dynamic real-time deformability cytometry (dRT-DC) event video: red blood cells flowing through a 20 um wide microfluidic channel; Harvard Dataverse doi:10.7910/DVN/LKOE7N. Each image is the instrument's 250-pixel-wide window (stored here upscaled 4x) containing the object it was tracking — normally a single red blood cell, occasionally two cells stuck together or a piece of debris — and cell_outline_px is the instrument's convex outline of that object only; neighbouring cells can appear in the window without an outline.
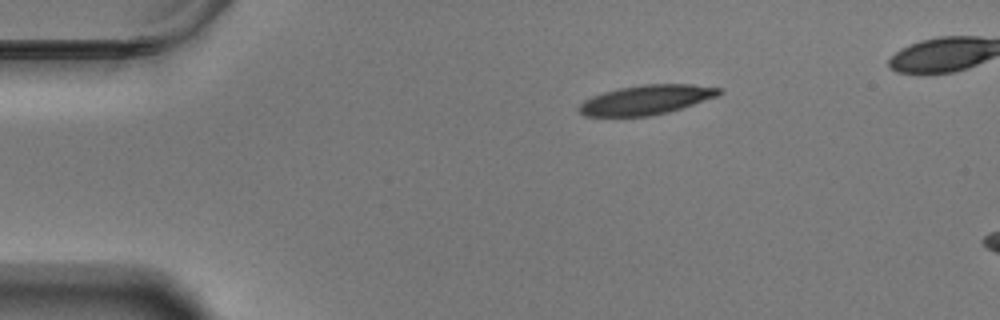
{"species": "Egyptian fruit bat (a non-hibernating species)", "species_latin": "Rousettus aegyptiacus", "temperature_condition": "warm", "stored_images_in_passage": 8, "camera_frame_rate_fps": 3000, "um_per_image_px": 0.085, "animal": {"sex": "male"}, "frame": {"image": 1, "passage_image": 1, "time_ms": 0.0, "image_size_px": [1000, 320], "cell_outline_px": [[724, 92], [716, 96], [668, 112], [652, 116], [584, 116], [576, 108], [584, 100], [592, 96], [604, 92], [620, 88], [644, 84], [692, 84], [724, 88]], "centroid_in_image_um": [54.93, 8.48], "position_along_channel_um": 30.1, "area_um2": 23.99}}